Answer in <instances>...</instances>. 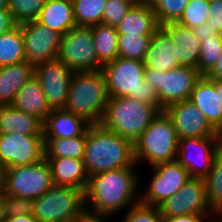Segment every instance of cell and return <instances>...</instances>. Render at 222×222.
I'll return each mask as SVG.
<instances>
[{"label":"cell","mask_w":222,"mask_h":222,"mask_svg":"<svg viewBox=\"0 0 222 222\" xmlns=\"http://www.w3.org/2000/svg\"><path fill=\"white\" fill-rule=\"evenodd\" d=\"M221 150L219 137L179 139L177 161L188 171L190 178L204 179Z\"/></svg>","instance_id":"cell-12"},{"label":"cell","mask_w":222,"mask_h":222,"mask_svg":"<svg viewBox=\"0 0 222 222\" xmlns=\"http://www.w3.org/2000/svg\"><path fill=\"white\" fill-rule=\"evenodd\" d=\"M210 0H189L178 24L194 29L209 18Z\"/></svg>","instance_id":"cell-36"},{"label":"cell","mask_w":222,"mask_h":222,"mask_svg":"<svg viewBox=\"0 0 222 222\" xmlns=\"http://www.w3.org/2000/svg\"><path fill=\"white\" fill-rule=\"evenodd\" d=\"M218 135H219L220 142H221V144H222V129L220 130V132L218 133Z\"/></svg>","instance_id":"cell-51"},{"label":"cell","mask_w":222,"mask_h":222,"mask_svg":"<svg viewBox=\"0 0 222 222\" xmlns=\"http://www.w3.org/2000/svg\"><path fill=\"white\" fill-rule=\"evenodd\" d=\"M45 158L43 134H0V170L35 164Z\"/></svg>","instance_id":"cell-11"},{"label":"cell","mask_w":222,"mask_h":222,"mask_svg":"<svg viewBox=\"0 0 222 222\" xmlns=\"http://www.w3.org/2000/svg\"><path fill=\"white\" fill-rule=\"evenodd\" d=\"M95 51L99 62L104 65L119 57L118 33L115 27L97 24L92 26Z\"/></svg>","instance_id":"cell-28"},{"label":"cell","mask_w":222,"mask_h":222,"mask_svg":"<svg viewBox=\"0 0 222 222\" xmlns=\"http://www.w3.org/2000/svg\"><path fill=\"white\" fill-rule=\"evenodd\" d=\"M204 182L211 211H222V150L214 159Z\"/></svg>","instance_id":"cell-31"},{"label":"cell","mask_w":222,"mask_h":222,"mask_svg":"<svg viewBox=\"0 0 222 222\" xmlns=\"http://www.w3.org/2000/svg\"><path fill=\"white\" fill-rule=\"evenodd\" d=\"M86 130L74 138H44L45 157H69L83 159Z\"/></svg>","instance_id":"cell-30"},{"label":"cell","mask_w":222,"mask_h":222,"mask_svg":"<svg viewBox=\"0 0 222 222\" xmlns=\"http://www.w3.org/2000/svg\"><path fill=\"white\" fill-rule=\"evenodd\" d=\"M26 61L21 25L0 36V67Z\"/></svg>","instance_id":"cell-29"},{"label":"cell","mask_w":222,"mask_h":222,"mask_svg":"<svg viewBox=\"0 0 222 222\" xmlns=\"http://www.w3.org/2000/svg\"><path fill=\"white\" fill-rule=\"evenodd\" d=\"M26 61L32 65L57 58L62 35L36 20L20 24Z\"/></svg>","instance_id":"cell-16"},{"label":"cell","mask_w":222,"mask_h":222,"mask_svg":"<svg viewBox=\"0 0 222 222\" xmlns=\"http://www.w3.org/2000/svg\"><path fill=\"white\" fill-rule=\"evenodd\" d=\"M163 218L182 215L213 216L205 189L204 179L189 178L183 187L159 206Z\"/></svg>","instance_id":"cell-14"},{"label":"cell","mask_w":222,"mask_h":222,"mask_svg":"<svg viewBox=\"0 0 222 222\" xmlns=\"http://www.w3.org/2000/svg\"><path fill=\"white\" fill-rule=\"evenodd\" d=\"M57 58L73 72L98 71L99 62L92 35V26L76 25L61 37Z\"/></svg>","instance_id":"cell-10"},{"label":"cell","mask_w":222,"mask_h":222,"mask_svg":"<svg viewBox=\"0 0 222 222\" xmlns=\"http://www.w3.org/2000/svg\"><path fill=\"white\" fill-rule=\"evenodd\" d=\"M11 105L18 110L35 116L42 123L45 122L47 115L51 112L42 86L35 76L31 77L18 90Z\"/></svg>","instance_id":"cell-24"},{"label":"cell","mask_w":222,"mask_h":222,"mask_svg":"<svg viewBox=\"0 0 222 222\" xmlns=\"http://www.w3.org/2000/svg\"><path fill=\"white\" fill-rule=\"evenodd\" d=\"M126 211L122 222H164L159 207L138 202Z\"/></svg>","instance_id":"cell-40"},{"label":"cell","mask_w":222,"mask_h":222,"mask_svg":"<svg viewBox=\"0 0 222 222\" xmlns=\"http://www.w3.org/2000/svg\"><path fill=\"white\" fill-rule=\"evenodd\" d=\"M161 111L129 97H109L100 125L134 142Z\"/></svg>","instance_id":"cell-5"},{"label":"cell","mask_w":222,"mask_h":222,"mask_svg":"<svg viewBox=\"0 0 222 222\" xmlns=\"http://www.w3.org/2000/svg\"><path fill=\"white\" fill-rule=\"evenodd\" d=\"M178 145L179 138L172 120L164 111L160 112L133 142L135 162L138 165L141 161H148L147 164L152 167L177 160Z\"/></svg>","instance_id":"cell-6"},{"label":"cell","mask_w":222,"mask_h":222,"mask_svg":"<svg viewBox=\"0 0 222 222\" xmlns=\"http://www.w3.org/2000/svg\"><path fill=\"white\" fill-rule=\"evenodd\" d=\"M154 13L158 23L161 25L177 22L183 14V11L189 0H147Z\"/></svg>","instance_id":"cell-34"},{"label":"cell","mask_w":222,"mask_h":222,"mask_svg":"<svg viewBox=\"0 0 222 222\" xmlns=\"http://www.w3.org/2000/svg\"><path fill=\"white\" fill-rule=\"evenodd\" d=\"M1 191H2V185H1V170H0V194H1Z\"/></svg>","instance_id":"cell-52"},{"label":"cell","mask_w":222,"mask_h":222,"mask_svg":"<svg viewBox=\"0 0 222 222\" xmlns=\"http://www.w3.org/2000/svg\"><path fill=\"white\" fill-rule=\"evenodd\" d=\"M195 35L198 37L200 42L205 41L213 36H218L214 28H212L208 23H203L199 27L193 29Z\"/></svg>","instance_id":"cell-43"},{"label":"cell","mask_w":222,"mask_h":222,"mask_svg":"<svg viewBox=\"0 0 222 222\" xmlns=\"http://www.w3.org/2000/svg\"><path fill=\"white\" fill-rule=\"evenodd\" d=\"M2 222H37L34 216L31 215H19L17 217H1Z\"/></svg>","instance_id":"cell-46"},{"label":"cell","mask_w":222,"mask_h":222,"mask_svg":"<svg viewBox=\"0 0 222 222\" xmlns=\"http://www.w3.org/2000/svg\"><path fill=\"white\" fill-rule=\"evenodd\" d=\"M42 0H8V10L17 25L36 20L43 6Z\"/></svg>","instance_id":"cell-37"},{"label":"cell","mask_w":222,"mask_h":222,"mask_svg":"<svg viewBox=\"0 0 222 222\" xmlns=\"http://www.w3.org/2000/svg\"><path fill=\"white\" fill-rule=\"evenodd\" d=\"M212 214H214V215H216L217 216V218H218V215H219V219L218 220H208L207 222H222V219H220L221 217H222V211H217V212H213ZM221 216V217H220Z\"/></svg>","instance_id":"cell-49"},{"label":"cell","mask_w":222,"mask_h":222,"mask_svg":"<svg viewBox=\"0 0 222 222\" xmlns=\"http://www.w3.org/2000/svg\"><path fill=\"white\" fill-rule=\"evenodd\" d=\"M137 1L138 0H107L101 24L116 28Z\"/></svg>","instance_id":"cell-39"},{"label":"cell","mask_w":222,"mask_h":222,"mask_svg":"<svg viewBox=\"0 0 222 222\" xmlns=\"http://www.w3.org/2000/svg\"><path fill=\"white\" fill-rule=\"evenodd\" d=\"M86 213L84 191L53 185L33 200L32 215L37 222H77Z\"/></svg>","instance_id":"cell-7"},{"label":"cell","mask_w":222,"mask_h":222,"mask_svg":"<svg viewBox=\"0 0 222 222\" xmlns=\"http://www.w3.org/2000/svg\"><path fill=\"white\" fill-rule=\"evenodd\" d=\"M105 217L109 218L110 216L93 215L86 212L83 217L77 222H107V219Z\"/></svg>","instance_id":"cell-47"},{"label":"cell","mask_w":222,"mask_h":222,"mask_svg":"<svg viewBox=\"0 0 222 222\" xmlns=\"http://www.w3.org/2000/svg\"><path fill=\"white\" fill-rule=\"evenodd\" d=\"M218 99L216 80L206 75H202L197 80L189 98L219 133L222 129V114Z\"/></svg>","instance_id":"cell-18"},{"label":"cell","mask_w":222,"mask_h":222,"mask_svg":"<svg viewBox=\"0 0 222 222\" xmlns=\"http://www.w3.org/2000/svg\"><path fill=\"white\" fill-rule=\"evenodd\" d=\"M217 34L222 35V0H210L209 18L206 21Z\"/></svg>","instance_id":"cell-41"},{"label":"cell","mask_w":222,"mask_h":222,"mask_svg":"<svg viewBox=\"0 0 222 222\" xmlns=\"http://www.w3.org/2000/svg\"><path fill=\"white\" fill-rule=\"evenodd\" d=\"M76 25L94 26L102 23L107 0H72Z\"/></svg>","instance_id":"cell-32"},{"label":"cell","mask_w":222,"mask_h":222,"mask_svg":"<svg viewBox=\"0 0 222 222\" xmlns=\"http://www.w3.org/2000/svg\"><path fill=\"white\" fill-rule=\"evenodd\" d=\"M109 99L102 70L74 72L64 109L89 125L100 124Z\"/></svg>","instance_id":"cell-3"},{"label":"cell","mask_w":222,"mask_h":222,"mask_svg":"<svg viewBox=\"0 0 222 222\" xmlns=\"http://www.w3.org/2000/svg\"><path fill=\"white\" fill-rule=\"evenodd\" d=\"M134 168L124 167L89 176L84 192L86 212L112 216L140 202L137 192L140 178Z\"/></svg>","instance_id":"cell-1"},{"label":"cell","mask_w":222,"mask_h":222,"mask_svg":"<svg viewBox=\"0 0 222 222\" xmlns=\"http://www.w3.org/2000/svg\"><path fill=\"white\" fill-rule=\"evenodd\" d=\"M0 222H2V219H1V204H0Z\"/></svg>","instance_id":"cell-53"},{"label":"cell","mask_w":222,"mask_h":222,"mask_svg":"<svg viewBox=\"0 0 222 222\" xmlns=\"http://www.w3.org/2000/svg\"><path fill=\"white\" fill-rule=\"evenodd\" d=\"M109 97H129L152 104L161 112L156 91L145 81L143 61L117 57L102 67Z\"/></svg>","instance_id":"cell-4"},{"label":"cell","mask_w":222,"mask_h":222,"mask_svg":"<svg viewBox=\"0 0 222 222\" xmlns=\"http://www.w3.org/2000/svg\"><path fill=\"white\" fill-rule=\"evenodd\" d=\"M1 217H17L19 215H31L33 200L20 198L11 194H0Z\"/></svg>","instance_id":"cell-38"},{"label":"cell","mask_w":222,"mask_h":222,"mask_svg":"<svg viewBox=\"0 0 222 222\" xmlns=\"http://www.w3.org/2000/svg\"><path fill=\"white\" fill-rule=\"evenodd\" d=\"M43 134V123L12 105H0V134Z\"/></svg>","instance_id":"cell-27"},{"label":"cell","mask_w":222,"mask_h":222,"mask_svg":"<svg viewBox=\"0 0 222 222\" xmlns=\"http://www.w3.org/2000/svg\"><path fill=\"white\" fill-rule=\"evenodd\" d=\"M73 74L58 58L34 66V76L41 84L51 110L64 109Z\"/></svg>","instance_id":"cell-15"},{"label":"cell","mask_w":222,"mask_h":222,"mask_svg":"<svg viewBox=\"0 0 222 222\" xmlns=\"http://www.w3.org/2000/svg\"><path fill=\"white\" fill-rule=\"evenodd\" d=\"M16 25L17 24L14 22L10 11L8 9L0 8V36L11 30Z\"/></svg>","instance_id":"cell-42"},{"label":"cell","mask_w":222,"mask_h":222,"mask_svg":"<svg viewBox=\"0 0 222 222\" xmlns=\"http://www.w3.org/2000/svg\"><path fill=\"white\" fill-rule=\"evenodd\" d=\"M0 8L7 9L8 8V0H0Z\"/></svg>","instance_id":"cell-50"},{"label":"cell","mask_w":222,"mask_h":222,"mask_svg":"<svg viewBox=\"0 0 222 222\" xmlns=\"http://www.w3.org/2000/svg\"><path fill=\"white\" fill-rule=\"evenodd\" d=\"M176 44V60L179 66H188L197 69L200 56V40L193 29L182 26L177 22L160 26Z\"/></svg>","instance_id":"cell-19"},{"label":"cell","mask_w":222,"mask_h":222,"mask_svg":"<svg viewBox=\"0 0 222 222\" xmlns=\"http://www.w3.org/2000/svg\"><path fill=\"white\" fill-rule=\"evenodd\" d=\"M152 36L118 34L119 57L143 61Z\"/></svg>","instance_id":"cell-33"},{"label":"cell","mask_w":222,"mask_h":222,"mask_svg":"<svg viewBox=\"0 0 222 222\" xmlns=\"http://www.w3.org/2000/svg\"><path fill=\"white\" fill-rule=\"evenodd\" d=\"M36 21L65 35L76 26L72 0H46Z\"/></svg>","instance_id":"cell-25"},{"label":"cell","mask_w":222,"mask_h":222,"mask_svg":"<svg viewBox=\"0 0 222 222\" xmlns=\"http://www.w3.org/2000/svg\"><path fill=\"white\" fill-rule=\"evenodd\" d=\"M164 112L172 120L179 139L219 137L206 116L189 99L168 105Z\"/></svg>","instance_id":"cell-17"},{"label":"cell","mask_w":222,"mask_h":222,"mask_svg":"<svg viewBox=\"0 0 222 222\" xmlns=\"http://www.w3.org/2000/svg\"><path fill=\"white\" fill-rule=\"evenodd\" d=\"M34 76V65L24 61L0 67V105H11L18 90Z\"/></svg>","instance_id":"cell-26"},{"label":"cell","mask_w":222,"mask_h":222,"mask_svg":"<svg viewBox=\"0 0 222 222\" xmlns=\"http://www.w3.org/2000/svg\"><path fill=\"white\" fill-rule=\"evenodd\" d=\"M222 52V35L213 36L200 44V56L198 60V72L207 75L216 65Z\"/></svg>","instance_id":"cell-35"},{"label":"cell","mask_w":222,"mask_h":222,"mask_svg":"<svg viewBox=\"0 0 222 222\" xmlns=\"http://www.w3.org/2000/svg\"><path fill=\"white\" fill-rule=\"evenodd\" d=\"M160 28L150 3L138 0L116 27L118 34L153 36Z\"/></svg>","instance_id":"cell-21"},{"label":"cell","mask_w":222,"mask_h":222,"mask_svg":"<svg viewBox=\"0 0 222 222\" xmlns=\"http://www.w3.org/2000/svg\"><path fill=\"white\" fill-rule=\"evenodd\" d=\"M143 64L145 68L166 72L179 67L176 60V44L161 27L150 38Z\"/></svg>","instance_id":"cell-20"},{"label":"cell","mask_w":222,"mask_h":222,"mask_svg":"<svg viewBox=\"0 0 222 222\" xmlns=\"http://www.w3.org/2000/svg\"><path fill=\"white\" fill-rule=\"evenodd\" d=\"M83 162L88 176L137 166L133 142L105 130L100 124L89 125L86 129Z\"/></svg>","instance_id":"cell-2"},{"label":"cell","mask_w":222,"mask_h":222,"mask_svg":"<svg viewBox=\"0 0 222 222\" xmlns=\"http://www.w3.org/2000/svg\"><path fill=\"white\" fill-rule=\"evenodd\" d=\"M206 76L212 80L222 81V52L215 67Z\"/></svg>","instance_id":"cell-45"},{"label":"cell","mask_w":222,"mask_h":222,"mask_svg":"<svg viewBox=\"0 0 222 222\" xmlns=\"http://www.w3.org/2000/svg\"><path fill=\"white\" fill-rule=\"evenodd\" d=\"M51 168L54 185L78 188L85 192L88 178L83 159L45 157Z\"/></svg>","instance_id":"cell-22"},{"label":"cell","mask_w":222,"mask_h":222,"mask_svg":"<svg viewBox=\"0 0 222 222\" xmlns=\"http://www.w3.org/2000/svg\"><path fill=\"white\" fill-rule=\"evenodd\" d=\"M216 87H217V93H218V100L220 102V109L222 114V81L216 80Z\"/></svg>","instance_id":"cell-48"},{"label":"cell","mask_w":222,"mask_h":222,"mask_svg":"<svg viewBox=\"0 0 222 222\" xmlns=\"http://www.w3.org/2000/svg\"><path fill=\"white\" fill-rule=\"evenodd\" d=\"M206 219L204 215H182L164 218V222H207Z\"/></svg>","instance_id":"cell-44"},{"label":"cell","mask_w":222,"mask_h":222,"mask_svg":"<svg viewBox=\"0 0 222 222\" xmlns=\"http://www.w3.org/2000/svg\"><path fill=\"white\" fill-rule=\"evenodd\" d=\"M1 185L4 194L34 200L48 191L54 182L49 163L44 158L35 164L2 170Z\"/></svg>","instance_id":"cell-8"},{"label":"cell","mask_w":222,"mask_h":222,"mask_svg":"<svg viewBox=\"0 0 222 222\" xmlns=\"http://www.w3.org/2000/svg\"><path fill=\"white\" fill-rule=\"evenodd\" d=\"M89 124L65 109H53L43 123L44 138H74L80 136Z\"/></svg>","instance_id":"cell-23"},{"label":"cell","mask_w":222,"mask_h":222,"mask_svg":"<svg viewBox=\"0 0 222 222\" xmlns=\"http://www.w3.org/2000/svg\"><path fill=\"white\" fill-rule=\"evenodd\" d=\"M202 75L198 69L179 66L169 71L145 68V81L156 91L160 106L188 100L195 83Z\"/></svg>","instance_id":"cell-9"},{"label":"cell","mask_w":222,"mask_h":222,"mask_svg":"<svg viewBox=\"0 0 222 222\" xmlns=\"http://www.w3.org/2000/svg\"><path fill=\"white\" fill-rule=\"evenodd\" d=\"M150 168L153 177L144 193L140 194V202L145 205L158 207L179 191L190 178L188 171L177 160L159 163Z\"/></svg>","instance_id":"cell-13"}]
</instances>
